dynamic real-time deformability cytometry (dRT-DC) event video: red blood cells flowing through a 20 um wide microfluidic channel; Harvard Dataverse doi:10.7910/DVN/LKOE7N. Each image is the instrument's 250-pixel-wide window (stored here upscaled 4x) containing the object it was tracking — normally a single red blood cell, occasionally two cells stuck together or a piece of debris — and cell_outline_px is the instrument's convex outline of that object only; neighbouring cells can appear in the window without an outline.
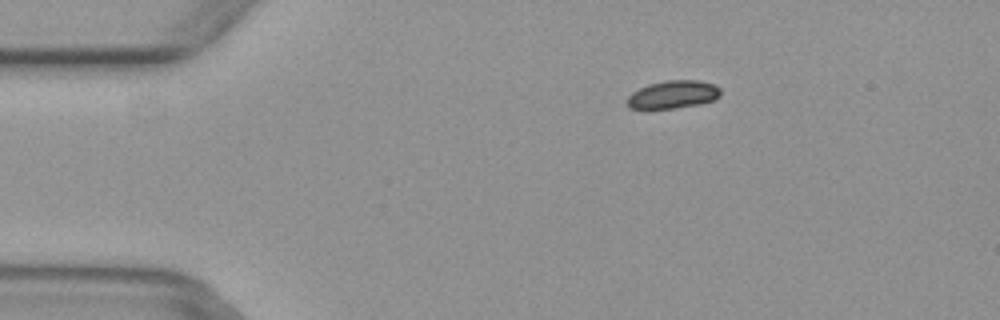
{"species": "common noctule bat (a hibernating species)", "species_latin": "Nyctalus noctula", "temperature_condition": "warm", "stored_images_in_passage": 6, "camera_frame_rate_fps": 3000, "um_per_image_px": 0.085, "animal": {"sex": "female", "body_mass_g": 29.2, "forearm_length_mm": 56.3}, "frame": {"image": 1, "passage_image": 1, "time_ms": 0.0, "image_size_px": [1000, 320], "cell_outline_px": [[720, 96], [716, 100], [700, 104], [676, 108], [628, 108], [624, 100], [632, 92], [648, 84], [664, 80], [700, 80], [712, 84], [720, 88]], "centroid_in_image_um": [57.2, 8.03], "position_along_channel_um": 27.8, "area_um2": 15.37}}
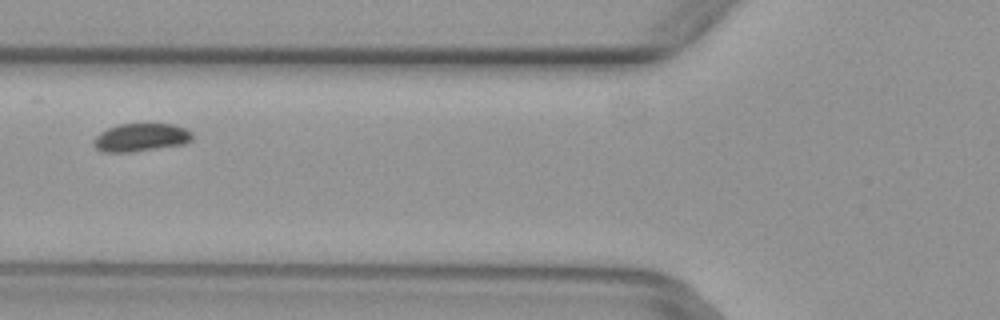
{"frame": {"image": 2, "passage_image": 4, "time_ms": 1.0, "image_size_px": [1000, 320], "cell_outline_px": [[192, 140], [184, 144], [132, 152], [100, 152], [92, 144], [92, 140], [100, 132], [108, 128], [120, 124], [172, 124], [184, 128], [192, 132]], "centroid_in_image_um": [11.94, 11.69], "position_along_channel_um": 113.9, "area_um2": 16.18}}